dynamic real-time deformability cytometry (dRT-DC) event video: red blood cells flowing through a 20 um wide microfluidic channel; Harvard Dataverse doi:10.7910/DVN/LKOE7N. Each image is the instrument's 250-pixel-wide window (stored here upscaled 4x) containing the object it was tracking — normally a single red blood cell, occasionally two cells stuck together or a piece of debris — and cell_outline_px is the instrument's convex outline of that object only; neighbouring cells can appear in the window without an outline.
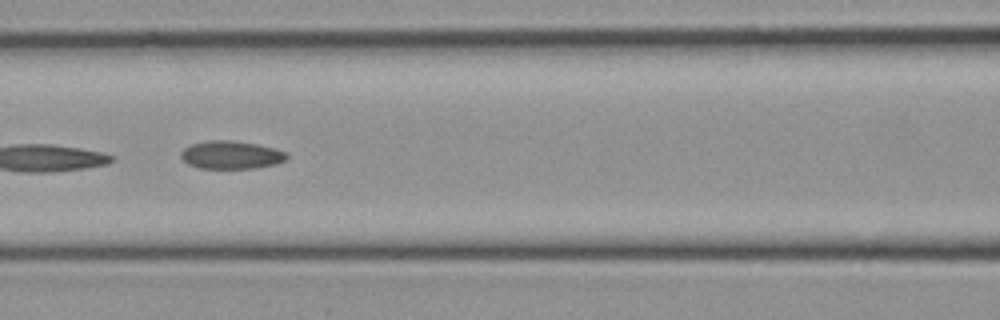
{"species": "common noctule bat (a hibernating species)", "species_latin": "Nyctalus noctula", "temperature_condition": "cold", "stored_images_in_passage": 18, "camera_frame_rate_fps": 3000, "um_per_image_px": 0.085, "animal": {"sex": "female", "body_mass_g": 21.9}, "frame": {"image": 1, "passage_image": 11, "time_ms": 3.333, "image_size_px": [1000, 320], "cell_outline_px": [[288, 156], [284, 160], [276, 164], [256, 168], [200, 168], [188, 164], [180, 156], [180, 152], [184, 148], [192, 144], [208, 140], [232, 140], [256, 144], [276, 148], [284, 152]], "centroid_in_image_um": [19.63, 13.16], "position_along_channel_um": 147.0, "area_um2": 17.22}}
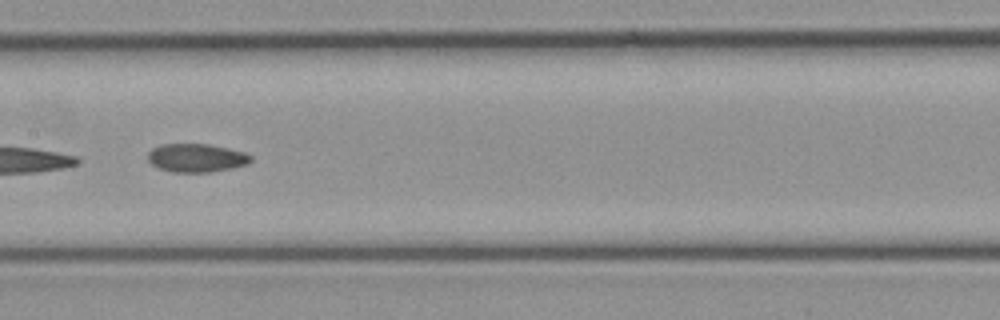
{"frame": {"image": 2, "passage_image": 13, "time_ms": 4.0, "image_size_px": [1000, 320], "cell_outline_px": [[252, 160], [248, 164], [232, 168], [208, 172], [172, 172], [160, 168], [152, 164], [148, 160], [148, 152], [152, 148], [160, 144], [208, 144], [228, 148], [244, 152], [252, 156]], "centroid_in_image_um": [16.7, 13.41], "position_along_channel_um": 190.7, "area_um2": 17.05}}